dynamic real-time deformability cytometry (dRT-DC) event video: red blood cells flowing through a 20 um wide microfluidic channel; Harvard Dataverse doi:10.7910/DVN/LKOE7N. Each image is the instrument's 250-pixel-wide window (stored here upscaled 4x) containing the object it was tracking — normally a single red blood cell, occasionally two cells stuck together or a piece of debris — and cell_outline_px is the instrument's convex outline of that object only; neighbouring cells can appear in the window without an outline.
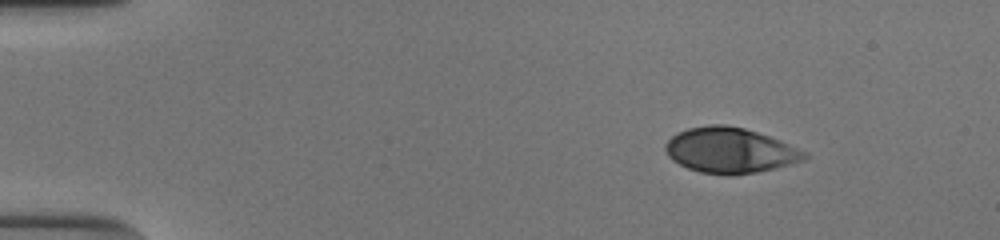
{"species": "human", "species_latin": "Homo sapiens", "temperature_condition": "cold", "stored_images_in_passage": 47, "camera_frame_rate_fps": 3000, "um_per_image_px": 0.085, "donor": {"sex": "male"}, "frame": {"image": 1, "passage_image": 1, "time_ms": 0.0, "image_size_px": [1000, 240], "cell_outline_px": [[808, 156], [804, 160], [776, 168], [756, 172], [732, 176], [728, 176], [700, 172], [688, 168], [672, 160], [668, 156], [664, 148], [664, 144], [672, 136], [688, 128], [712, 124], [724, 124], [744, 128], [780, 140], [808, 152]], "centroid_in_image_um": [62.06, 12.79], "position_along_channel_um": 22.9, "area_um2": 36.88}}
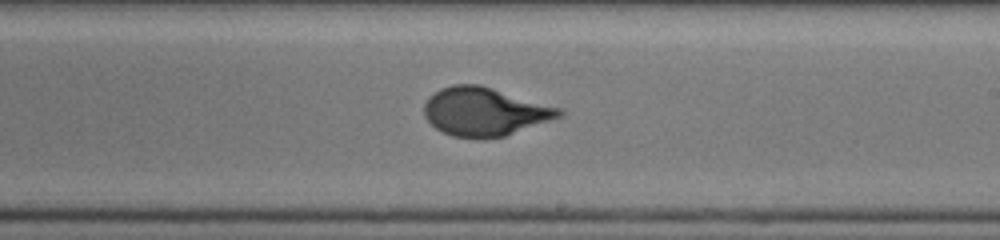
{"frame": {"image": 2, "passage_image": 26, "time_ms": 8.333, "image_size_px": [1000, 240], "cell_outline_px": [[564, 116], [504, 136], [452, 136], [436, 128], [424, 116], [424, 104], [428, 96], [440, 88], [452, 84], [480, 84], [560, 108], [564, 112]], "centroid_in_image_um": [41.19, 9.45], "position_along_channel_um": 247.8, "area_um2": 37.57}}
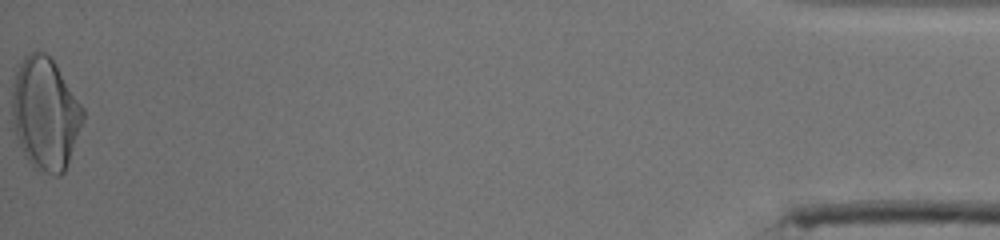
{"frame": {"image": 3, "passage_image": 47, "time_ms": 15.333, "image_size_px": [1000, 240], "cell_outline_px": [[84, 120], [64, 172], [60, 176], [52, 176], [36, 172], [32, 168], [24, 156], [12, 128], [12, 80], [24, 56], [32, 52], [44, 52], [56, 64], [84, 108]], "centroid_in_image_um": [3.82, 9.72], "position_along_channel_um": 431.4, "area_um2": 47.05}, "authors_computed_cell_mechanics": {"area_um2": 37.57, "velocity_mm_per_s": 3.8966, "shape_relaxation_time_tau1_ms": 4.6694, "shape_relaxation_time_tau2_ms": null, "deformation_change_tau1": 0.2148, "deformation_change_tau2": null}}